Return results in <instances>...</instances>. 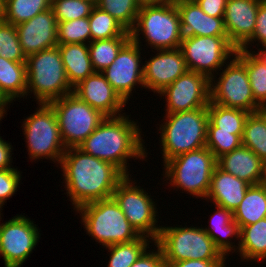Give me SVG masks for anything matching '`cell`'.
I'll use <instances>...</instances> for the list:
<instances>
[{
    "label": "cell",
    "mask_w": 266,
    "mask_h": 267,
    "mask_svg": "<svg viewBox=\"0 0 266 267\" xmlns=\"http://www.w3.org/2000/svg\"><path fill=\"white\" fill-rule=\"evenodd\" d=\"M66 193L74 209L112 197L125 175L113 164L83 152L67 148L61 158Z\"/></svg>",
    "instance_id": "6da1fadb"
},
{
    "label": "cell",
    "mask_w": 266,
    "mask_h": 267,
    "mask_svg": "<svg viewBox=\"0 0 266 267\" xmlns=\"http://www.w3.org/2000/svg\"><path fill=\"white\" fill-rule=\"evenodd\" d=\"M141 128L129 116L105 117L99 126L79 145L83 152L116 166L129 176L130 158H146Z\"/></svg>",
    "instance_id": "7a4b0ae2"
},
{
    "label": "cell",
    "mask_w": 266,
    "mask_h": 267,
    "mask_svg": "<svg viewBox=\"0 0 266 267\" xmlns=\"http://www.w3.org/2000/svg\"><path fill=\"white\" fill-rule=\"evenodd\" d=\"M165 115V122L159 128L163 164L180 154L206 147L209 121L207 108Z\"/></svg>",
    "instance_id": "3957f363"
},
{
    "label": "cell",
    "mask_w": 266,
    "mask_h": 267,
    "mask_svg": "<svg viewBox=\"0 0 266 267\" xmlns=\"http://www.w3.org/2000/svg\"><path fill=\"white\" fill-rule=\"evenodd\" d=\"M26 65V96L32 92L37 104L49 103L73 93L58 46L28 55Z\"/></svg>",
    "instance_id": "277c9868"
},
{
    "label": "cell",
    "mask_w": 266,
    "mask_h": 267,
    "mask_svg": "<svg viewBox=\"0 0 266 267\" xmlns=\"http://www.w3.org/2000/svg\"><path fill=\"white\" fill-rule=\"evenodd\" d=\"M141 33L152 49L180 48L183 33L175 1L141 6L136 23L130 31L131 40L140 44Z\"/></svg>",
    "instance_id": "5b68a950"
},
{
    "label": "cell",
    "mask_w": 266,
    "mask_h": 267,
    "mask_svg": "<svg viewBox=\"0 0 266 267\" xmlns=\"http://www.w3.org/2000/svg\"><path fill=\"white\" fill-rule=\"evenodd\" d=\"M76 211L82 217L87 234L104 247L130 242L140 236L113 197L85 204Z\"/></svg>",
    "instance_id": "8992f818"
},
{
    "label": "cell",
    "mask_w": 266,
    "mask_h": 267,
    "mask_svg": "<svg viewBox=\"0 0 266 267\" xmlns=\"http://www.w3.org/2000/svg\"><path fill=\"white\" fill-rule=\"evenodd\" d=\"M216 164L217 159L213 153L207 147H203L165 162L164 177L169 180L172 187L181 188L182 191L184 189L194 197L206 199Z\"/></svg>",
    "instance_id": "52a82bcc"
},
{
    "label": "cell",
    "mask_w": 266,
    "mask_h": 267,
    "mask_svg": "<svg viewBox=\"0 0 266 267\" xmlns=\"http://www.w3.org/2000/svg\"><path fill=\"white\" fill-rule=\"evenodd\" d=\"M155 243L161 248L164 262L182 260H226L203 227H162Z\"/></svg>",
    "instance_id": "ba28073f"
},
{
    "label": "cell",
    "mask_w": 266,
    "mask_h": 267,
    "mask_svg": "<svg viewBox=\"0 0 266 267\" xmlns=\"http://www.w3.org/2000/svg\"><path fill=\"white\" fill-rule=\"evenodd\" d=\"M37 111L25 118L22 129L30 159H52L59 164L66 150L56 114L49 103H38Z\"/></svg>",
    "instance_id": "9c48e42d"
},
{
    "label": "cell",
    "mask_w": 266,
    "mask_h": 267,
    "mask_svg": "<svg viewBox=\"0 0 266 267\" xmlns=\"http://www.w3.org/2000/svg\"><path fill=\"white\" fill-rule=\"evenodd\" d=\"M49 104L56 114L66 149L79 147L106 117L73 93L53 100Z\"/></svg>",
    "instance_id": "30bf717a"
},
{
    "label": "cell",
    "mask_w": 266,
    "mask_h": 267,
    "mask_svg": "<svg viewBox=\"0 0 266 267\" xmlns=\"http://www.w3.org/2000/svg\"><path fill=\"white\" fill-rule=\"evenodd\" d=\"M226 63L219 80L210 79V101L254 113L263 108L254 100L246 65L236 56ZM214 81V84H213Z\"/></svg>",
    "instance_id": "8fae6325"
},
{
    "label": "cell",
    "mask_w": 266,
    "mask_h": 267,
    "mask_svg": "<svg viewBox=\"0 0 266 267\" xmlns=\"http://www.w3.org/2000/svg\"><path fill=\"white\" fill-rule=\"evenodd\" d=\"M180 49L187 69L209 79L216 77L217 69L223 70L227 59L230 61L237 51L228 36H183Z\"/></svg>",
    "instance_id": "7c38bea8"
},
{
    "label": "cell",
    "mask_w": 266,
    "mask_h": 267,
    "mask_svg": "<svg viewBox=\"0 0 266 267\" xmlns=\"http://www.w3.org/2000/svg\"><path fill=\"white\" fill-rule=\"evenodd\" d=\"M134 184L136 182L125 176L118 183L112 197L137 233L155 242L161 229L160 225L156 226L158 212L155 202L144 189Z\"/></svg>",
    "instance_id": "4fadbf2b"
},
{
    "label": "cell",
    "mask_w": 266,
    "mask_h": 267,
    "mask_svg": "<svg viewBox=\"0 0 266 267\" xmlns=\"http://www.w3.org/2000/svg\"><path fill=\"white\" fill-rule=\"evenodd\" d=\"M39 232L36 224L23 215L0 223V256L5 267L23 265L39 242Z\"/></svg>",
    "instance_id": "5bb4252c"
},
{
    "label": "cell",
    "mask_w": 266,
    "mask_h": 267,
    "mask_svg": "<svg viewBox=\"0 0 266 267\" xmlns=\"http://www.w3.org/2000/svg\"><path fill=\"white\" fill-rule=\"evenodd\" d=\"M166 96V113H178L207 108L210 103V79L187 70L159 93Z\"/></svg>",
    "instance_id": "9a60e30c"
},
{
    "label": "cell",
    "mask_w": 266,
    "mask_h": 267,
    "mask_svg": "<svg viewBox=\"0 0 266 267\" xmlns=\"http://www.w3.org/2000/svg\"><path fill=\"white\" fill-rule=\"evenodd\" d=\"M141 47L131 39L121 48L115 60L102 71L112 88L127 103L134 86L144 87Z\"/></svg>",
    "instance_id": "2e32d148"
},
{
    "label": "cell",
    "mask_w": 266,
    "mask_h": 267,
    "mask_svg": "<svg viewBox=\"0 0 266 267\" xmlns=\"http://www.w3.org/2000/svg\"><path fill=\"white\" fill-rule=\"evenodd\" d=\"M143 65L144 88L160 93L188 69L180 48L164 49Z\"/></svg>",
    "instance_id": "e0dca14e"
},
{
    "label": "cell",
    "mask_w": 266,
    "mask_h": 267,
    "mask_svg": "<svg viewBox=\"0 0 266 267\" xmlns=\"http://www.w3.org/2000/svg\"><path fill=\"white\" fill-rule=\"evenodd\" d=\"M81 101L99 110L106 117H116L123 111L126 102L112 88L102 72H94L73 88Z\"/></svg>",
    "instance_id": "ac0fdd59"
},
{
    "label": "cell",
    "mask_w": 266,
    "mask_h": 267,
    "mask_svg": "<svg viewBox=\"0 0 266 267\" xmlns=\"http://www.w3.org/2000/svg\"><path fill=\"white\" fill-rule=\"evenodd\" d=\"M15 27L26 57L58 45V23L51 8Z\"/></svg>",
    "instance_id": "d6986e66"
},
{
    "label": "cell",
    "mask_w": 266,
    "mask_h": 267,
    "mask_svg": "<svg viewBox=\"0 0 266 267\" xmlns=\"http://www.w3.org/2000/svg\"><path fill=\"white\" fill-rule=\"evenodd\" d=\"M262 0H227L224 26L228 40L239 49L254 33L255 20Z\"/></svg>",
    "instance_id": "ffe728a7"
},
{
    "label": "cell",
    "mask_w": 266,
    "mask_h": 267,
    "mask_svg": "<svg viewBox=\"0 0 266 267\" xmlns=\"http://www.w3.org/2000/svg\"><path fill=\"white\" fill-rule=\"evenodd\" d=\"M183 36H227L224 17L204 13L195 0H175Z\"/></svg>",
    "instance_id": "44dd1931"
},
{
    "label": "cell",
    "mask_w": 266,
    "mask_h": 267,
    "mask_svg": "<svg viewBox=\"0 0 266 267\" xmlns=\"http://www.w3.org/2000/svg\"><path fill=\"white\" fill-rule=\"evenodd\" d=\"M216 165L250 185L266 182V164L243 145L217 158Z\"/></svg>",
    "instance_id": "7402d4cb"
},
{
    "label": "cell",
    "mask_w": 266,
    "mask_h": 267,
    "mask_svg": "<svg viewBox=\"0 0 266 267\" xmlns=\"http://www.w3.org/2000/svg\"><path fill=\"white\" fill-rule=\"evenodd\" d=\"M249 186L250 184L245 180L225 172L216 165L206 199L211 200L215 205L234 212L244 199Z\"/></svg>",
    "instance_id": "603a6c76"
},
{
    "label": "cell",
    "mask_w": 266,
    "mask_h": 267,
    "mask_svg": "<svg viewBox=\"0 0 266 267\" xmlns=\"http://www.w3.org/2000/svg\"><path fill=\"white\" fill-rule=\"evenodd\" d=\"M215 208L217 211H215L214 215L212 214L211 216L210 227L203 229L213 240L215 247L224 257H226L231 251L238 249L235 248L237 247L236 245L233 246L231 239L233 236H236V238H238V243L240 242V227L238 223L234 221L232 211L218 205H215ZM228 237H231V239Z\"/></svg>",
    "instance_id": "cb8c5ba5"
},
{
    "label": "cell",
    "mask_w": 266,
    "mask_h": 267,
    "mask_svg": "<svg viewBox=\"0 0 266 267\" xmlns=\"http://www.w3.org/2000/svg\"><path fill=\"white\" fill-rule=\"evenodd\" d=\"M57 46L72 88L95 72L89 56L88 44L71 43Z\"/></svg>",
    "instance_id": "d4e9b609"
},
{
    "label": "cell",
    "mask_w": 266,
    "mask_h": 267,
    "mask_svg": "<svg viewBox=\"0 0 266 267\" xmlns=\"http://www.w3.org/2000/svg\"><path fill=\"white\" fill-rule=\"evenodd\" d=\"M263 218H266V182L250 185L244 199L233 212V219L240 228Z\"/></svg>",
    "instance_id": "484cf974"
},
{
    "label": "cell",
    "mask_w": 266,
    "mask_h": 267,
    "mask_svg": "<svg viewBox=\"0 0 266 267\" xmlns=\"http://www.w3.org/2000/svg\"><path fill=\"white\" fill-rule=\"evenodd\" d=\"M26 90V62H15L0 57V93L11 103L15 98L26 97Z\"/></svg>",
    "instance_id": "4316f807"
},
{
    "label": "cell",
    "mask_w": 266,
    "mask_h": 267,
    "mask_svg": "<svg viewBox=\"0 0 266 267\" xmlns=\"http://www.w3.org/2000/svg\"><path fill=\"white\" fill-rule=\"evenodd\" d=\"M238 245L241 259L263 261L266 259V218L240 228Z\"/></svg>",
    "instance_id": "83f0119b"
},
{
    "label": "cell",
    "mask_w": 266,
    "mask_h": 267,
    "mask_svg": "<svg viewBox=\"0 0 266 267\" xmlns=\"http://www.w3.org/2000/svg\"><path fill=\"white\" fill-rule=\"evenodd\" d=\"M242 145L251 149L266 164V108L247 116Z\"/></svg>",
    "instance_id": "f1b7e54d"
},
{
    "label": "cell",
    "mask_w": 266,
    "mask_h": 267,
    "mask_svg": "<svg viewBox=\"0 0 266 267\" xmlns=\"http://www.w3.org/2000/svg\"><path fill=\"white\" fill-rule=\"evenodd\" d=\"M51 8V0H4L3 20L14 26Z\"/></svg>",
    "instance_id": "f546056e"
},
{
    "label": "cell",
    "mask_w": 266,
    "mask_h": 267,
    "mask_svg": "<svg viewBox=\"0 0 266 267\" xmlns=\"http://www.w3.org/2000/svg\"><path fill=\"white\" fill-rule=\"evenodd\" d=\"M209 120L218 128V131L243 134L244 124L249 112L231 107L210 103L207 106Z\"/></svg>",
    "instance_id": "4dcf8cb0"
},
{
    "label": "cell",
    "mask_w": 266,
    "mask_h": 267,
    "mask_svg": "<svg viewBox=\"0 0 266 267\" xmlns=\"http://www.w3.org/2000/svg\"><path fill=\"white\" fill-rule=\"evenodd\" d=\"M130 37H113L91 41L88 44L89 56L95 72H102L115 60L121 48Z\"/></svg>",
    "instance_id": "1f68e13d"
},
{
    "label": "cell",
    "mask_w": 266,
    "mask_h": 267,
    "mask_svg": "<svg viewBox=\"0 0 266 267\" xmlns=\"http://www.w3.org/2000/svg\"><path fill=\"white\" fill-rule=\"evenodd\" d=\"M235 55L246 65V72L254 100L264 109L266 108V67L251 53L237 49Z\"/></svg>",
    "instance_id": "d6a6232c"
},
{
    "label": "cell",
    "mask_w": 266,
    "mask_h": 267,
    "mask_svg": "<svg viewBox=\"0 0 266 267\" xmlns=\"http://www.w3.org/2000/svg\"><path fill=\"white\" fill-rule=\"evenodd\" d=\"M91 41L113 37H130L128 32L114 17L95 6L88 17Z\"/></svg>",
    "instance_id": "836d02e7"
},
{
    "label": "cell",
    "mask_w": 266,
    "mask_h": 267,
    "mask_svg": "<svg viewBox=\"0 0 266 267\" xmlns=\"http://www.w3.org/2000/svg\"><path fill=\"white\" fill-rule=\"evenodd\" d=\"M149 237L139 236L136 240L105 247L110 252L108 267H130L149 248Z\"/></svg>",
    "instance_id": "e575fe53"
},
{
    "label": "cell",
    "mask_w": 266,
    "mask_h": 267,
    "mask_svg": "<svg viewBox=\"0 0 266 267\" xmlns=\"http://www.w3.org/2000/svg\"><path fill=\"white\" fill-rule=\"evenodd\" d=\"M95 5L108 12L128 32L133 29L141 7L138 0H98Z\"/></svg>",
    "instance_id": "d590c367"
},
{
    "label": "cell",
    "mask_w": 266,
    "mask_h": 267,
    "mask_svg": "<svg viewBox=\"0 0 266 267\" xmlns=\"http://www.w3.org/2000/svg\"><path fill=\"white\" fill-rule=\"evenodd\" d=\"M243 134L218 131V128L209 120L207 124L206 147L217 159L242 145Z\"/></svg>",
    "instance_id": "8d00e7d4"
},
{
    "label": "cell",
    "mask_w": 266,
    "mask_h": 267,
    "mask_svg": "<svg viewBox=\"0 0 266 267\" xmlns=\"http://www.w3.org/2000/svg\"><path fill=\"white\" fill-rule=\"evenodd\" d=\"M90 42L91 32L88 17L73 19L66 22H58V45L71 43L89 44Z\"/></svg>",
    "instance_id": "74e56055"
},
{
    "label": "cell",
    "mask_w": 266,
    "mask_h": 267,
    "mask_svg": "<svg viewBox=\"0 0 266 267\" xmlns=\"http://www.w3.org/2000/svg\"><path fill=\"white\" fill-rule=\"evenodd\" d=\"M95 6L89 0H51V9L57 23L89 17Z\"/></svg>",
    "instance_id": "f35d334b"
},
{
    "label": "cell",
    "mask_w": 266,
    "mask_h": 267,
    "mask_svg": "<svg viewBox=\"0 0 266 267\" xmlns=\"http://www.w3.org/2000/svg\"><path fill=\"white\" fill-rule=\"evenodd\" d=\"M0 57L15 62H26L16 27L4 20L0 22Z\"/></svg>",
    "instance_id": "ab89813d"
},
{
    "label": "cell",
    "mask_w": 266,
    "mask_h": 267,
    "mask_svg": "<svg viewBox=\"0 0 266 267\" xmlns=\"http://www.w3.org/2000/svg\"><path fill=\"white\" fill-rule=\"evenodd\" d=\"M20 180L21 174L16 168L0 170V209L15 194Z\"/></svg>",
    "instance_id": "60d3db41"
},
{
    "label": "cell",
    "mask_w": 266,
    "mask_h": 267,
    "mask_svg": "<svg viewBox=\"0 0 266 267\" xmlns=\"http://www.w3.org/2000/svg\"><path fill=\"white\" fill-rule=\"evenodd\" d=\"M255 22L253 35L239 49L249 52L248 45L256 40L266 46V0L260 2Z\"/></svg>",
    "instance_id": "b9f144b4"
},
{
    "label": "cell",
    "mask_w": 266,
    "mask_h": 267,
    "mask_svg": "<svg viewBox=\"0 0 266 267\" xmlns=\"http://www.w3.org/2000/svg\"><path fill=\"white\" fill-rule=\"evenodd\" d=\"M154 245L157 251L147 252L146 249L130 267H165L162 250L155 242Z\"/></svg>",
    "instance_id": "7bdbcfd3"
},
{
    "label": "cell",
    "mask_w": 266,
    "mask_h": 267,
    "mask_svg": "<svg viewBox=\"0 0 266 267\" xmlns=\"http://www.w3.org/2000/svg\"><path fill=\"white\" fill-rule=\"evenodd\" d=\"M202 11L212 17H224L227 0H195Z\"/></svg>",
    "instance_id": "ee69618b"
},
{
    "label": "cell",
    "mask_w": 266,
    "mask_h": 267,
    "mask_svg": "<svg viewBox=\"0 0 266 267\" xmlns=\"http://www.w3.org/2000/svg\"><path fill=\"white\" fill-rule=\"evenodd\" d=\"M225 260H182L165 262V267H226Z\"/></svg>",
    "instance_id": "f6af8a7d"
},
{
    "label": "cell",
    "mask_w": 266,
    "mask_h": 267,
    "mask_svg": "<svg viewBox=\"0 0 266 267\" xmlns=\"http://www.w3.org/2000/svg\"><path fill=\"white\" fill-rule=\"evenodd\" d=\"M12 145L0 137V170L14 169L11 167Z\"/></svg>",
    "instance_id": "bcb514c9"
},
{
    "label": "cell",
    "mask_w": 266,
    "mask_h": 267,
    "mask_svg": "<svg viewBox=\"0 0 266 267\" xmlns=\"http://www.w3.org/2000/svg\"><path fill=\"white\" fill-rule=\"evenodd\" d=\"M264 49H258L259 52L256 54L254 51H252V55L259 60L263 65L266 67V46H263ZM254 52V53H253Z\"/></svg>",
    "instance_id": "7dc6e473"
},
{
    "label": "cell",
    "mask_w": 266,
    "mask_h": 267,
    "mask_svg": "<svg viewBox=\"0 0 266 267\" xmlns=\"http://www.w3.org/2000/svg\"><path fill=\"white\" fill-rule=\"evenodd\" d=\"M175 0H138L141 6L143 5H153V4H164V3H171Z\"/></svg>",
    "instance_id": "c3c4849f"
},
{
    "label": "cell",
    "mask_w": 266,
    "mask_h": 267,
    "mask_svg": "<svg viewBox=\"0 0 266 267\" xmlns=\"http://www.w3.org/2000/svg\"><path fill=\"white\" fill-rule=\"evenodd\" d=\"M9 102L6 98L0 93V114H6L7 111L5 108L8 107Z\"/></svg>",
    "instance_id": "681fc988"
},
{
    "label": "cell",
    "mask_w": 266,
    "mask_h": 267,
    "mask_svg": "<svg viewBox=\"0 0 266 267\" xmlns=\"http://www.w3.org/2000/svg\"><path fill=\"white\" fill-rule=\"evenodd\" d=\"M3 6L4 0H0V22L3 21Z\"/></svg>",
    "instance_id": "f907efd6"
},
{
    "label": "cell",
    "mask_w": 266,
    "mask_h": 267,
    "mask_svg": "<svg viewBox=\"0 0 266 267\" xmlns=\"http://www.w3.org/2000/svg\"><path fill=\"white\" fill-rule=\"evenodd\" d=\"M89 1H91V2L96 4L98 0H89Z\"/></svg>",
    "instance_id": "816d5d0a"
}]
</instances>
